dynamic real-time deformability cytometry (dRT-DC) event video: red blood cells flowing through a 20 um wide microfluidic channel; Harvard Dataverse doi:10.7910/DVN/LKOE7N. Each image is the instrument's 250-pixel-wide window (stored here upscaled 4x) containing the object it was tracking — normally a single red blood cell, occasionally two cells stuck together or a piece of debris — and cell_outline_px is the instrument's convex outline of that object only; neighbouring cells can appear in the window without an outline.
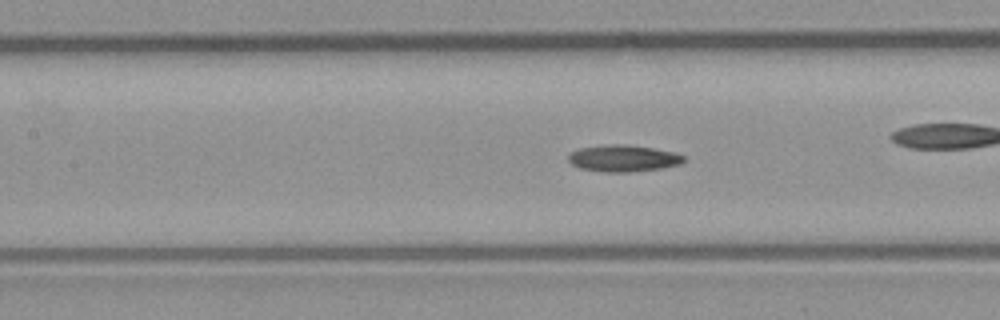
{"species": "common noctule bat (a hibernating species)", "species_latin": "Nyctalus noctula", "temperature_condition": "room temperature", "stored_images_in_passage": 54, "camera_frame_rate_fps": 3000, "um_per_image_px": 0.085, "animal": {"sex": "male", "body_mass_g": 23.1, "forearm_length_mm": 52.7}, "frame": {"image": 1, "passage_image": 24, "time_ms": 7.667, "image_size_px": [1000, 320], "cell_outline_px": [[684, 160], [680, 164], [660, 168], [628, 172], [604, 172], [580, 168], [572, 164], [568, 160], [568, 156], [572, 152], [580, 148], [612, 144], [624, 144], [652, 148], [676, 152], [684, 156]], "centroid_in_image_um": [52.98, 13.45], "position_along_channel_um": 154.4, "area_um2": 17.74}}
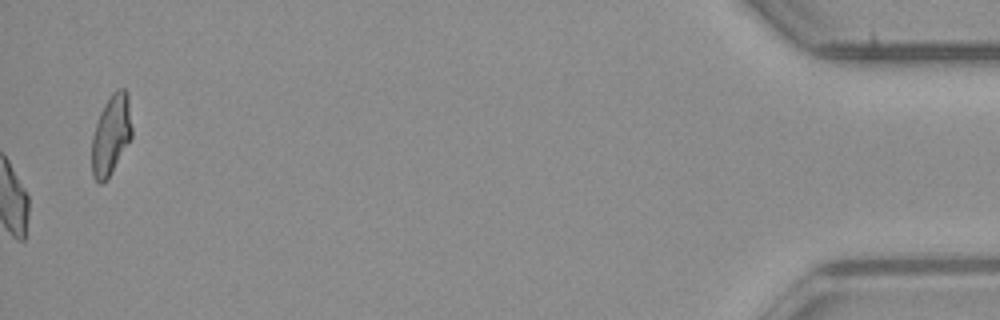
{"frame": {"image": 2, "passage_image": 54, "time_ms": 17.667, "image_size_px": [1000, 320], "cell_outline_px": [[132, 136], [112, 172], [100, 184], [92, 176], [92, 136], [100, 112], [104, 104], [112, 92], [116, 88], [124, 88], [128, 92], [132, 128]], "centroid_in_image_um": [9.45, 11.41], "position_along_channel_um": 425.8, "area_um2": 18.67}}